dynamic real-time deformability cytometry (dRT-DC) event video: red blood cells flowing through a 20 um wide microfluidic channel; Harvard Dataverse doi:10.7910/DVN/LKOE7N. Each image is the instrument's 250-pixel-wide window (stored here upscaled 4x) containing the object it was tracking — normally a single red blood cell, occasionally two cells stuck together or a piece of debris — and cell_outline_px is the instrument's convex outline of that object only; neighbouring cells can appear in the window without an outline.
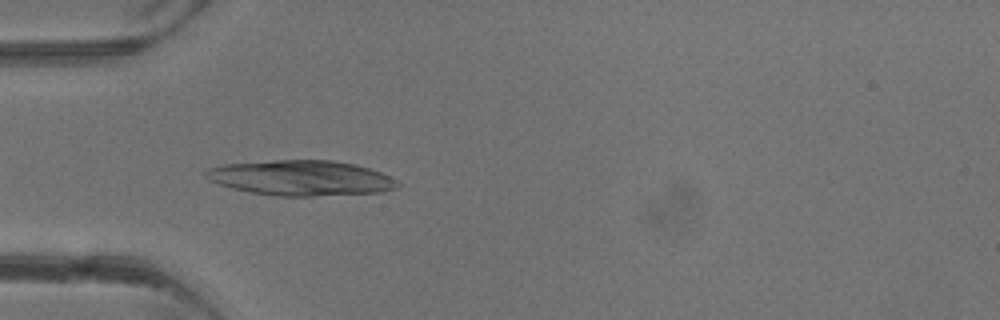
{"species": "common noctule bat (a hibernating species)", "species_latin": "Nyctalus noctula", "temperature_condition": "warm", "stored_images_in_passage": 4, "camera_frame_rate_fps": 3000, "um_per_image_px": 0.085, "animal": {"sex": "male", "body_mass_g": 13.3}, "frame": {"image": 1, "passage_image": 4, "time_ms": 3.667, "image_size_px": [1000, 320], "cell_outline_px": [[400, 184], [396, 188], [380, 192], [312, 196], [276, 196], [252, 192], [232, 188], [208, 180], [204, 172], [208, 168], [224, 164], [276, 160], [332, 160], [356, 164], [380, 172], [396, 180]], "centroid_in_image_um": [25.57, 15.12], "position_along_channel_um": 59.4, "area_um2": 39.19}}